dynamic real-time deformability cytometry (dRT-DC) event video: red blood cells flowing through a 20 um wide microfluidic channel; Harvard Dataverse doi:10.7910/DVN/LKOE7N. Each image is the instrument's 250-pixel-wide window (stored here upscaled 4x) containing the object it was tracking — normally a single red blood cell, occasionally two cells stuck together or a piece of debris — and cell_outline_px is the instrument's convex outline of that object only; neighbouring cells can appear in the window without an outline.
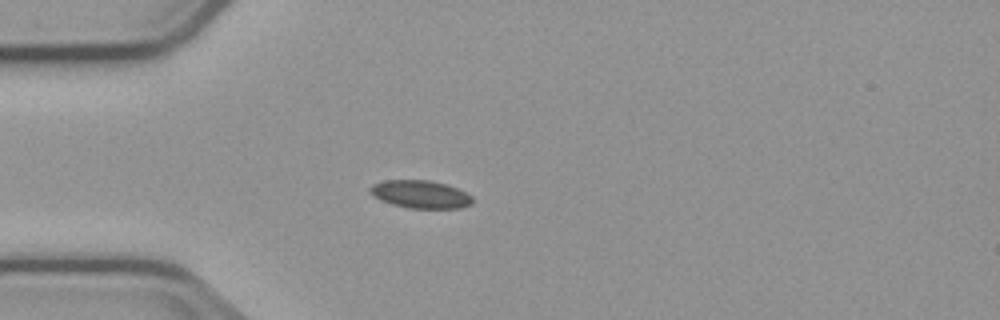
{"species": "common noctule bat (a hibernating species)", "species_latin": "Nyctalus noctula", "temperature_condition": "cold", "stored_images_in_passage": 4, "camera_frame_rate_fps": 3000, "um_per_image_px": 0.085, "animal": {"sex": "male", "body_mass_g": 23.1, "forearm_length_mm": 52.7}, "frame": {"image": 1, "passage_image": 4, "time_ms": 4.667, "image_size_px": [1000, 320], "cell_outline_px": [[472, 204], [460, 208], [408, 208], [392, 204], [380, 200], [372, 196], [368, 192], [368, 188], [372, 184], [384, 180], [428, 180], [444, 184], [456, 188], [472, 196]], "centroid_in_image_um": [35.67, 16.51], "position_along_channel_um": 49.3, "area_um2": 16.65}}